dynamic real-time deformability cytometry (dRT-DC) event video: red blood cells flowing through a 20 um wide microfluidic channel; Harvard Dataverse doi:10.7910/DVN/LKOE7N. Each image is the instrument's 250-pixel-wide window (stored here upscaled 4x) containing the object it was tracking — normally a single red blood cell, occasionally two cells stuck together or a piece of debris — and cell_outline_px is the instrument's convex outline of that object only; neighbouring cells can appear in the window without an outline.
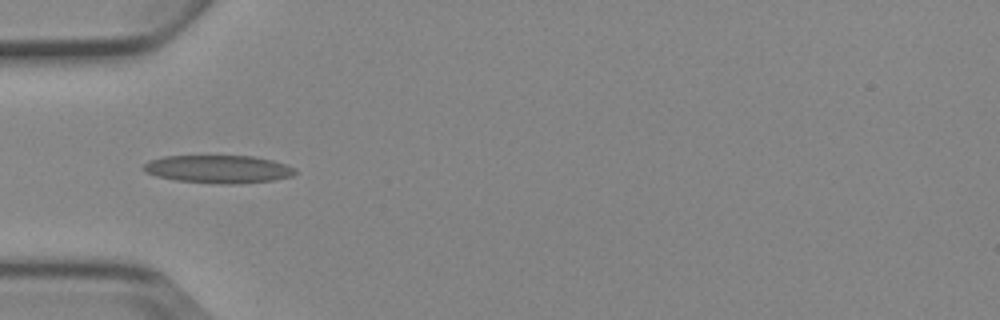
{"species": "Egyptian fruit bat (a non-hibernating species)", "species_latin": "Rousettus aegyptiacus", "temperature_condition": "cold", "stored_images_in_passage": 3, "camera_frame_rate_fps": 3000, "um_per_image_px": 0.085, "animal": {"sex": "female"}, "frame": {"image": 1, "passage_image": 1, "time_ms": 0.0, "image_size_px": [1000, 320], "cell_outline_px": [[296, 172], [292, 176], [272, 180], [236, 184], [220, 184], [176, 180], [156, 176], [144, 172], [140, 168], [148, 160], [164, 156], [256, 156], [272, 160], [296, 168]], "centroid_in_image_um": [18.52, 14.37], "position_along_channel_um": 66.5, "area_um2": 24.8}}
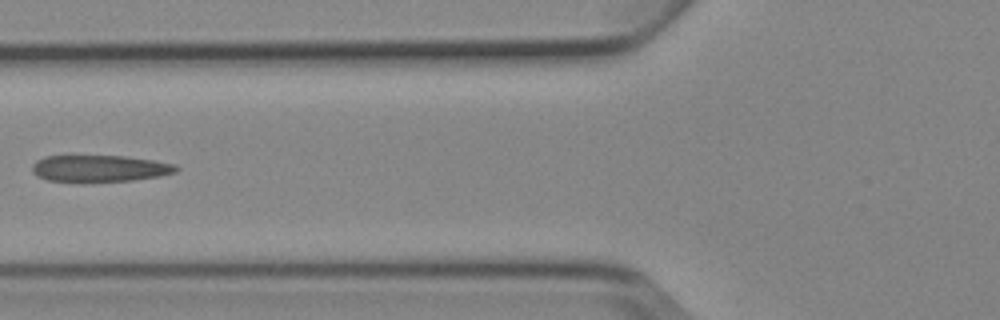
{"frame": {"image": 2, "passage_image": 2, "time_ms": 1.333, "image_size_px": [1000, 320], "cell_outline_px": [[180, 168], [176, 172], [160, 176], [132, 180], [84, 184], [48, 180], [36, 176], [32, 172], [32, 164], [36, 160], [44, 156], [124, 156], [152, 160], [176, 164]], "centroid_in_image_um": [8.43, 14.35], "position_along_channel_um": 117.4, "area_um2": 23.12}}
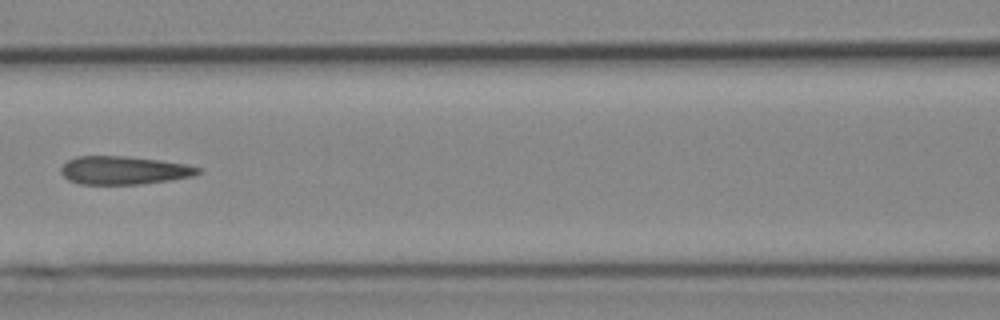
{"frame": {"image": 3, "passage_image": 3, "time_ms": 2.333, "image_size_px": [1000, 320], "cell_outline_px": [[200, 172], [192, 176], [168, 180], [140, 184], [80, 184], [68, 180], [60, 172], [60, 168], [68, 160], [76, 156], [124, 156], [160, 160], [188, 164], [200, 168]], "centroid_in_image_um": [10.5, 14.47], "position_along_channel_um": 156.1, "area_um2": 22.48}}